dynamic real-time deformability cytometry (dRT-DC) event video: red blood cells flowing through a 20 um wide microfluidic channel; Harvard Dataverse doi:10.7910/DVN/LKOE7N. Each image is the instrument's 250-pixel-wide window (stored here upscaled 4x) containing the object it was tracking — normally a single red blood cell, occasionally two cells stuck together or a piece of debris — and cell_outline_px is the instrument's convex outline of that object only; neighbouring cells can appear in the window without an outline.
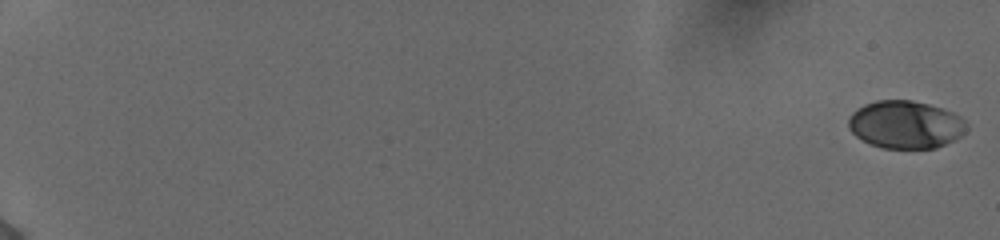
{"species": "human", "species_latin": "Homo sapiens", "temperature_condition": "cold", "stored_images_in_passage": 57, "camera_frame_rate_fps": 3000, "um_per_image_px": 0.085, "donor": {"sex": "female"}, "frame": {"image": 1, "passage_image": 1, "time_ms": 0.0, "image_size_px": [1000, 240], "cell_outline_px": [[968, 128], [956, 140], [936, 148], [880, 148], [856, 136], [848, 128], [848, 116], [856, 108], [864, 104], [876, 100], [912, 100], [928, 104], [952, 112], [960, 116], [968, 124]], "centroid_in_image_um": [76.96, 10.59], "position_along_channel_um": 8.0, "area_um2": 33.06}}
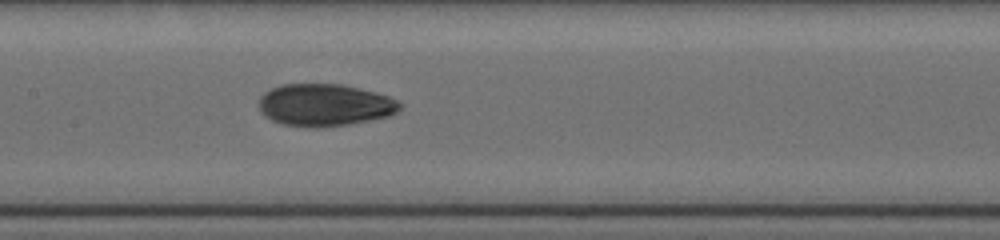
{"frame": {"image": 2, "passage_image": 32, "time_ms": 10.333, "image_size_px": [1000, 240], "cell_outline_px": [[400, 108], [392, 116], [348, 124], [316, 128], [308, 128], [284, 124], [272, 120], [264, 116], [260, 112], [256, 104], [260, 96], [264, 92], [280, 84], [340, 84], [360, 88], [388, 96], [396, 100], [400, 104]], "centroid_in_image_um": [27.54, 8.93], "position_along_channel_um": 179.9, "area_um2": 34.97}}
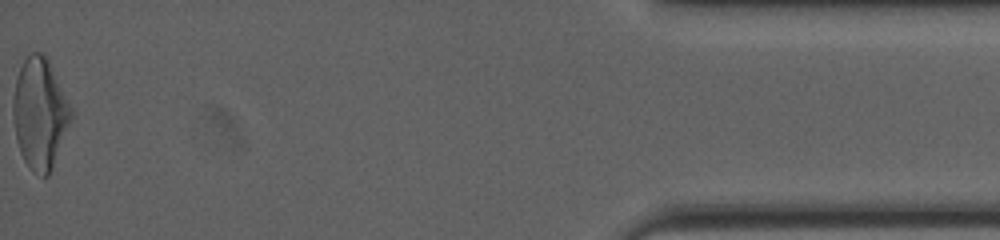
{"frame": {"image": 3, "passage_image": 57, "time_ms": 18.667, "image_size_px": [1000, 240], "cell_outline_px": [[72, 116], [52, 168], [48, 176], [44, 176], [32, 172], [24, 160], [20, 152], [16, 136], [12, 116], [12, 100], [16, 80], [20, 68], [24, 60], [32, 52], [40, 52], [48, 60], [72, 108]], "centroid_in_image_um": [3.37, 9.65], "position_along_channel_um": 431.8, "area_um2": 36.93}, "authors_computed_cell_mechanics": {"area_um2": 33.2928, "velocity_mm_per_s": 3.8856, "shape_relaxation_time_tau1_ms": 5.3265, "shape_relaxation_time_tau2_ms": 1.9243, "deformation_change_tau1": 0.1657, "deformation_change_tau2": 0.0657}}